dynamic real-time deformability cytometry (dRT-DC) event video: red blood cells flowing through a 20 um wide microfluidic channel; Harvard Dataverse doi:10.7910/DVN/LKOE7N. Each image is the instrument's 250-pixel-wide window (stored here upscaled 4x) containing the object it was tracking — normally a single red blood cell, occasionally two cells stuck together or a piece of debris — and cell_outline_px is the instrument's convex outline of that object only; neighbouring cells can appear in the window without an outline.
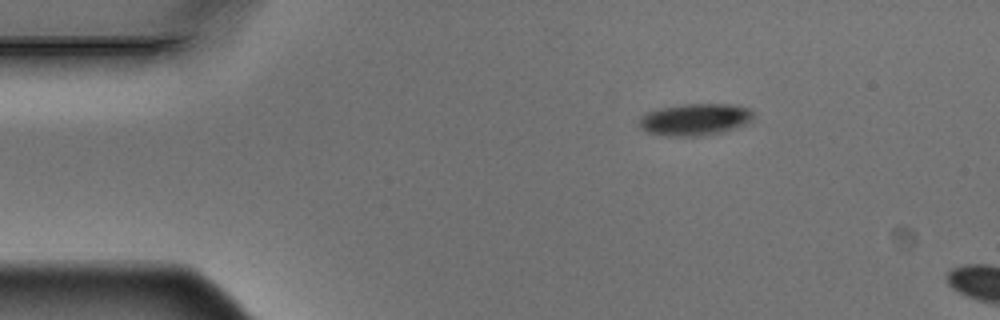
{"species": "Egyptian fruit bat (a non-hibernating species)", "species_latin": "Rousettus aegyptiacus", "temperature_condition": "warm", "stored_images_in_passage": 2, "camera_frame_rate_fps": 3000, "um_per_image_px": 0.085, "animal": {"sex": "male"}, "frame": {"image": 1, "passage_image": 1, "time_ms": 0.0, "image_size_px": [1000, 320], "cell_outline_px": [[752, 120], [744, 124], [720, 132], [700, 136], [664, 136], [648, 132], [640, 128], [640, 116], [644, 112], [660, 108], [684, 104], [732, 104], [752, 108]], "centroid_in_image_um": [59.04, 10.14], "position_along_channel_um": 26.0, "area_um2": 21.21}}